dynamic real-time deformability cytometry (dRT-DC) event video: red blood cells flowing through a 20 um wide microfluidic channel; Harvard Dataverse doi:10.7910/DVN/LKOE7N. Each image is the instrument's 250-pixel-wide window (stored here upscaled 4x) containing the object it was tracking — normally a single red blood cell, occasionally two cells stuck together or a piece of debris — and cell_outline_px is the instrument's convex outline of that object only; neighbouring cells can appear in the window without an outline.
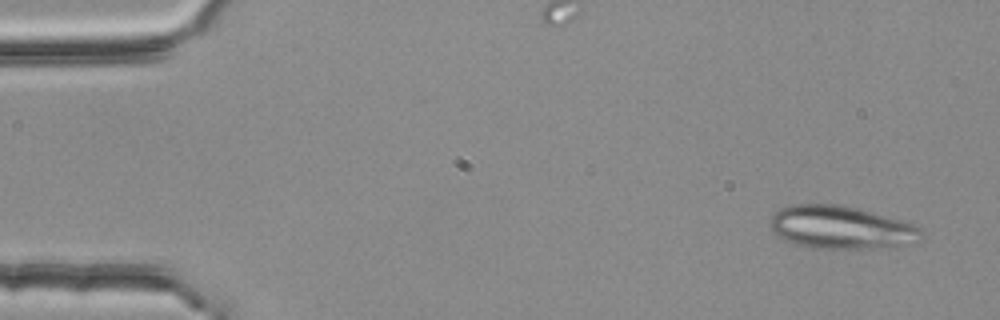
{"species": "common noctule bat (a hibernating species)", "species_latin": "Nyctalus noctula", "temperature_condition": "room temperature", "stored_images_in_passage": 3, "camera_frame_rate_fps": 3000, "um_per_image_px": 0.085, "animal": {"sex": "female", "body_mass_g": 25.1}, "frame": {"image": 1, "passage_image": 1, "time_ms": 0.0, "image_size_px": [1000, 320], "cell_outline_px": [[924, 232], [904, 244], [872, 248], [812, 248], [796, 244], [784, 240], [772, 232], [768, 224], [768, 220], [780, 208], [792, 204], [840, 204], [856, 208], [912, 224], [920, 228]], "centroid_in_image_um": [71.33, 19.31], "position_along_channel_um": 13.7, "area_um2": 37.17}}